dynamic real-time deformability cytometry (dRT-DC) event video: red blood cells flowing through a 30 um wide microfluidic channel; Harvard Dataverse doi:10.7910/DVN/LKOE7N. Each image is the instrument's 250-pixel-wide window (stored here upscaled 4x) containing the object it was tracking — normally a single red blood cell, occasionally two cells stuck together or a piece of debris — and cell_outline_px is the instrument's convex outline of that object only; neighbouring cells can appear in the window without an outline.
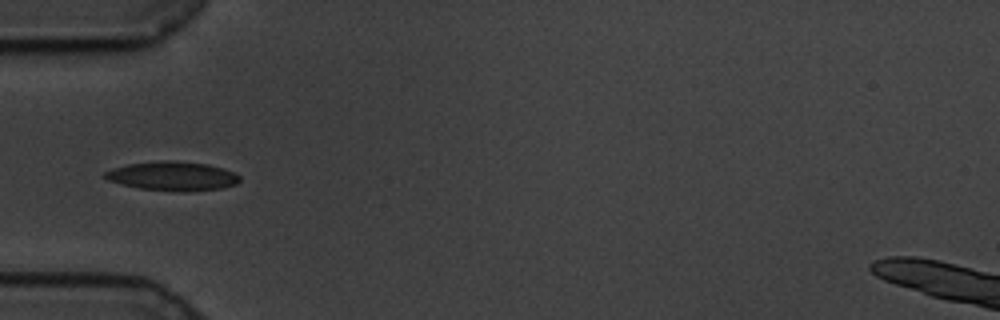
{"species": "common noctule bat (a hibernating species)", "species_latin": "Nyctalus noctula", "temperature_condition": "cold", "stored_images_in_passage": 41, "camera_frame_rate_fps": 3000, "um_per_image_px": 0.085, "animal": {"sex": "male", "body_mass_g": 19.5, "forearm_length_mm": 54.6}, "frame": {"image": 1, "passage_image": 1, "time_ms": 0.0, "image_size_px": [1000, 320], "cell_outline_px": [[240, 180], [236, 184], [220, 188], [140, 188], [108, 180], [104, 176], [104, 172], [112, 168], [128, 164], [164, 160], [176, 160], [208, 164], [224, 168], [240, 176]], "centroid_in_image_um": [14.65, 14.89], "position_along_channel_um": 70.4, "area_um2": 21.56}}
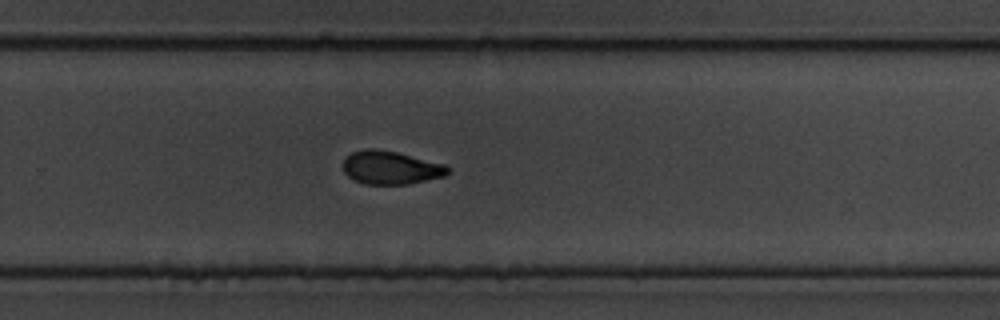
{"frame": {"image": 2, "passage_image": 21, "time_ms": 6.667, "image_size_px": [1000, 320], "cell_outline_px": [[452, 168], [444, 176], [408, 184], [364, 184], [348, 176], [344, 172], [344, 156], [352, 152], [364, 148], [376, 148], [396, 152], [444, 164]], "centroid_in_image_um": [33.19, 14.24], "position_along_channel_um": 296.6, "area_um2": 20.29}}
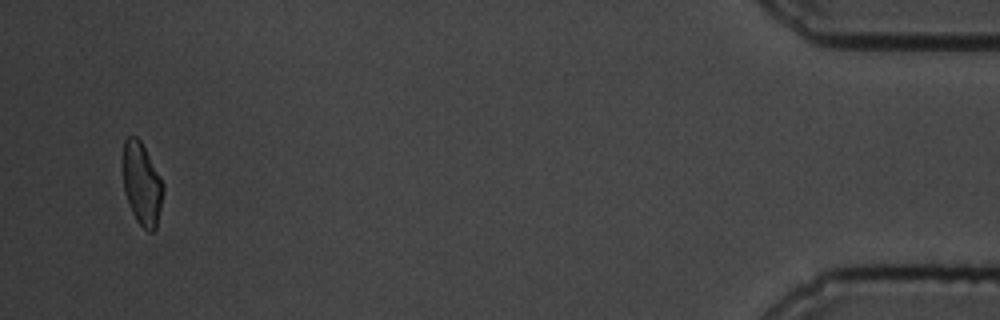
{"frame": {"image": 3, "passage_image": 39, "time_ms": 12.667, "image_size_px": [1000, 320], "cell_outline_px": [[164, 188], [156, 228], [152, 232], [148, 232], [136, 220], [132, 212], [124, 192], [124, 140], [128, 136], [136, 136], [140, 140], [160, 176], [164, 184]], "centroid_in_image_um": [12.07, 15.65], "position_along_channel_um": 423.1, "area_um2": 19.02}, "authors_computed_cell_mechanics": {"area_um2": 20.7502, "velocity_mm_per_s": 3.3955, "shape_relaxation_time_tau1_ms": 3.0026, "shape_relaxation_time_tau2_ms": 2.4993, "deformation_change_tau1": 0.1145, "deformation_change_tau2": 0.0795}}